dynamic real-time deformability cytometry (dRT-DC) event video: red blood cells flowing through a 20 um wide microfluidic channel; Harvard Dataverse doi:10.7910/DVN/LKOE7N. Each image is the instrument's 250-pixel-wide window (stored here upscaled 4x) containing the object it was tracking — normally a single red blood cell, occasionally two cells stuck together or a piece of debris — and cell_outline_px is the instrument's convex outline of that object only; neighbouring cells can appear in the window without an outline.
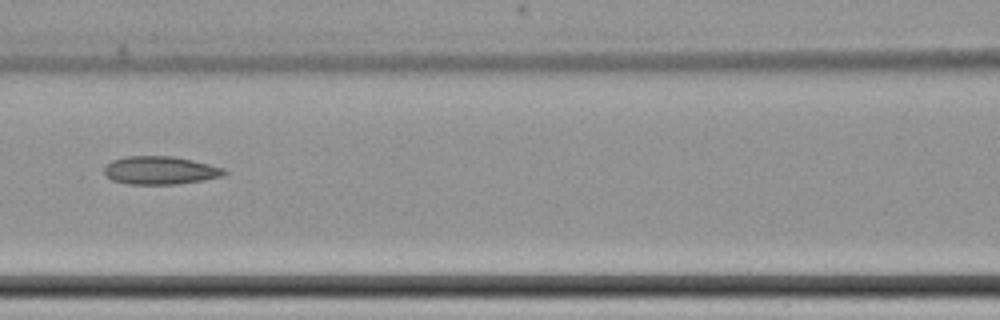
{"species": "common noctule bat (a hibernating species)", "species_latin": "Nyctalus noctula", "temperature_condition": "cold", "stored_images_in_passage": 8, "camera_frame_rate_fps": 3000, "um_per_image_px": 0.085, "animal": {"sex": "female", "body_mass_g": 22.7, "forearm_length_mm": 54.2}, "frame": {"image": 1, "passage_image": 5, "time_ms": 4.667, "image_size_px": [1000, 320], "cell_outline_px": [[228, 172], [224, 176], [204, 180], [176, 184], [128, 184], [112, 180], [104, 172], [104, 168], [112, 160], [124, 156], [172, 156], [192, 160], [224, 168]], "centroid_in_image_um": [13.63, 14.48], "position_along_channel_um": 153.0, "area_um2": 19.65}}
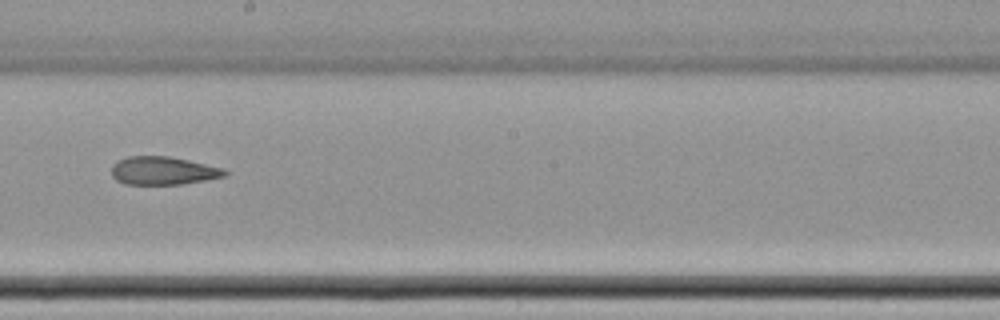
{"frame": {"image": 2, "passage_image": 7, "time_ms": 7.0, "image_size_px": [1000, 320], "cell_outline_px": [[228, 172], [224, 176], [184, 184], [124, 184], [116, 180], [112, 176], [112, 164], [116, 160], [128, 156], [168, 156], [188, 160], [224, 168]], "centroid_in_image_um": [13.83, 14.5], "position_along_channel_um": 234.4, "area_um2": 18.61}}
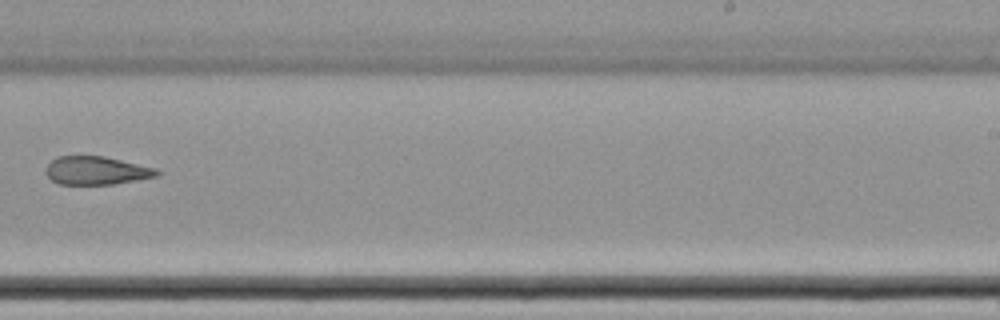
{"frame": {"image": 3, "passage_image": 8, "time_ms": 8.333, "image_size_px": [1000, 320], "cell_outline_px": [[160, 172], [156, 176], [136, 180], [112, 184], [56, 184], [44, 172], [44, 168], [56, 156], [104, 156], [156, 168]], "centroid_in_image_um": [8.14, 14.49], "position_along_channel_um": 280.9, "area_um2": 18.26}}